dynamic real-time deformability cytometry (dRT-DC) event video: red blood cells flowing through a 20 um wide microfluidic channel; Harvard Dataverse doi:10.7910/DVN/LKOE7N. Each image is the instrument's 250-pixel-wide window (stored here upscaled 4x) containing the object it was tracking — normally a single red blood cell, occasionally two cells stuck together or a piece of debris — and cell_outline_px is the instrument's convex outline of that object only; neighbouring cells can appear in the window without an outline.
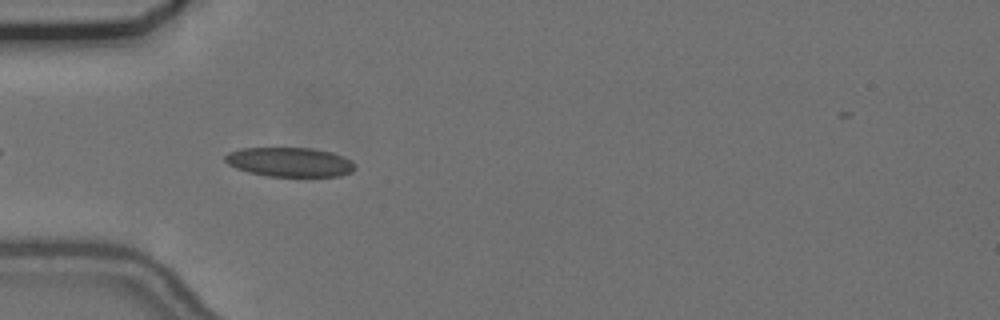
{"species": "common noctule bat (a hibernating species)", "species_latin": "Nyctalus noctula", "temperature_condition": "cold", "stored_images_in_passage": 5, "camera_frame_rate_fps": 3000, "um_per_image_px": 0.085, "animal": {"sex": "female", "body_mass_g": 24.6, "forearm_length_mm": 56.2}, "frame": {"image": 1, "passage_image": 2, "time_ms": 0.333, "image_size_px": [1000, 320], "cell_outline_px": [[356, 168], [352, 172], [340, 176], [268, 176], [248, 172], [236, 168], [228, 164], [224, 160], [224, 156], [228, 152], [240, 148], [312, 148], [332, 152], [348, 160]], "centroid_in_image_um": [24.57, 13.77], "position_along_channel_um": 60.4, "area_um2": 22.08}}
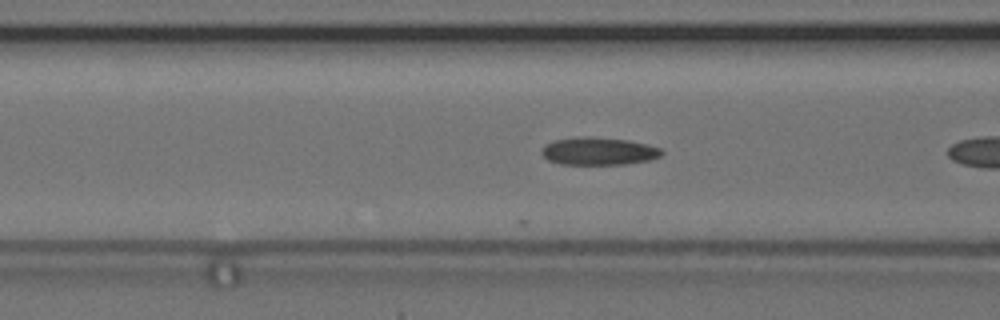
{"frame": {"image": 2, "passage_image": 4, "time_ms": 1.0, "image_size_px": [1000, 320], "cell_outline_px": [[664, 152], [660, 156], [648, 160], [624, 164], [560, 164], [548, 160], [540, 152], [544, 144], [552, 140], [580, 136], [592, 136], [628, 140], [648, 144], [660, 148]], "centroid_in_image_um": [50.84, 12.83], "position_along_channel_um": 115.8, "area_um2": 19.54}}